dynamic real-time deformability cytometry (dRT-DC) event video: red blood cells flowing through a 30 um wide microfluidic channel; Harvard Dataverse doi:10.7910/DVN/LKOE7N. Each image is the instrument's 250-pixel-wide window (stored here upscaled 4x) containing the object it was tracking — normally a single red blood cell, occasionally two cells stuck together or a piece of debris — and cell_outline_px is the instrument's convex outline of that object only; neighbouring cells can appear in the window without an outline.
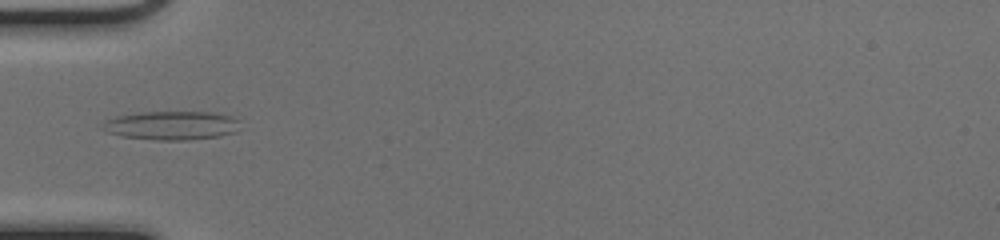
{"species": "common noctule bat (a hibernating species)", "species_latin": "Nyctalus noctula", "temperature_condition": "cold", "stored_images_in_passage": 22, "camera_frame_rate_fps": 3000, "um_per_image_px": 0.085, "animal": {"sex": "female", "body_mass_g": 17.0, "forearm_length_mm": 48.0}, "frame": {"image": 1, "passage_image": 1, "time_ms": 0.0, "image_size_px": [1000, 240], "cell_outline_px": [[240, 120], [236, 132], [220, 136], [188, 140], [156, 140], [124, 136], [104, 132], [100, 128], [104, 120], [116, 116], [144, 112], [212, 112], [232, 116]], "centroid_in_image_um": [14.57, 10.66], "position_along_channel_um": 70.4, "area_um2": 23.24}}
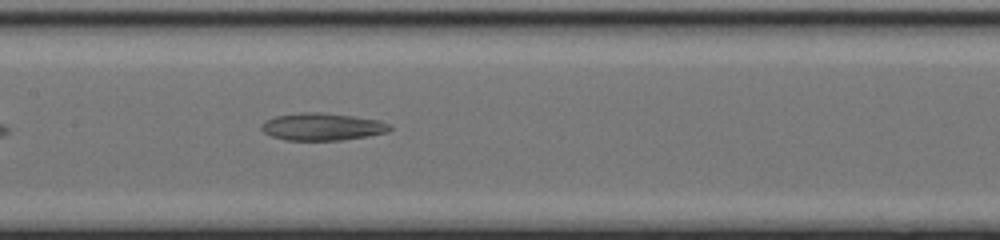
{"frame": {"image": 2, "passage_image": 9, "time_ms": 2.667, "image_size_px": [1000, 240], "cell_outline_px": [[392, 128], [388, 132], [368, 136], [344, 140], [288, 140], [272, 136], [264, 132], [260, 128], [260, 124], [264, 120], [276, 116], [304, 112], [320, 112], [352, 116], [380, 120], [392, 124]], "centroid_in_image_um": [27.41, 10.77], "position_along_channel_um": 180.0, "area_um2": 20.58}}
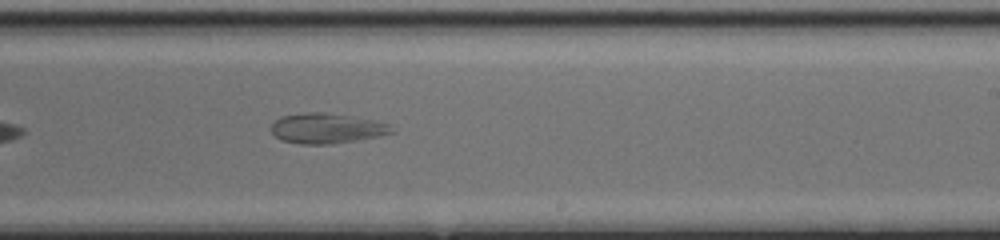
{"frame": {"image": 3, "passage_image": 15, "time_ms": 4.667, "image_size_px": [1000, 240], "cell_outline_px": [[396, 132], [380, 136], [332, 144], [300, 144], [280, 140], [272, 132], [272, 124], [280, 116], [304, 112], [324, 112], [376, 120], [388, 124]], "centroid_in_image_um": [27.78, 10.91], "position_along_channel_um": 261.2, "area_um2": 21.27}}